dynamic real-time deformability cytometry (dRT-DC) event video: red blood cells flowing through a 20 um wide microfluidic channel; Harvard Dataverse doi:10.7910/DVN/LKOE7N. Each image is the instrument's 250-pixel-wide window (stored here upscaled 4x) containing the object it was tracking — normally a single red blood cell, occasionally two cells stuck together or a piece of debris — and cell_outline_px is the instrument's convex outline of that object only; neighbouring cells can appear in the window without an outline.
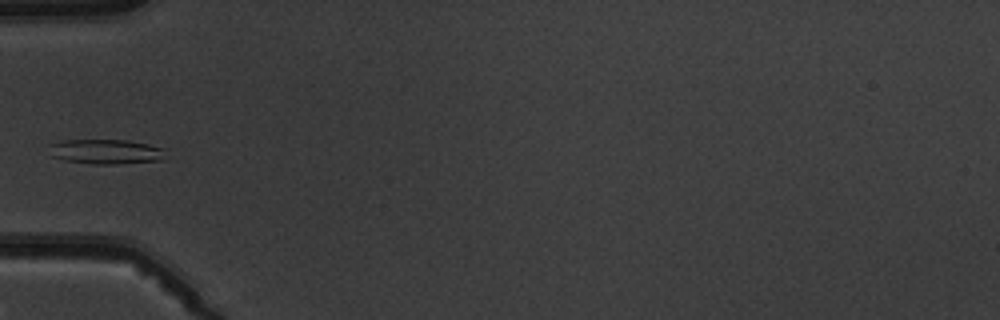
{"species": "common noctule bat (a hibernating species)", "species_latin": "Nyctalus noctula", "temperature_condition": "warm", "stored_images_in_passage": 6, "camera_frame_rate_fps": 3000, "um_per_image_px": 0.085, "animal": {"sex": "male", "body_mass_g": 19.5, "forearm_length_mm": 54.6}, "frame": {"image": 1, "passage_image": 4, "time_ms": 3.667, "image_size_px": [1000, 320], "cell_outline_px": [[164, 148], [160, 160], [116, 164], [92, 164], [64, 160], [52, 156], [48, 144], [64, 140], [128, 140], [148, 144]], "centroid_in_image_um": [8.94, 12.88], "position_along_channel_um": 76.1, "area_um2": 16.65}}
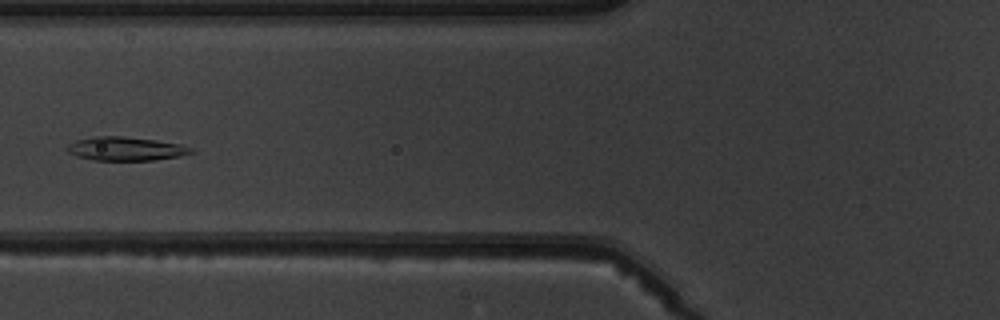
{"frame": {"image": 2, "passage_image": 5, "time_ms": 4.667, "image_size_px": [1000, 320], "cell_outline_px": [[196, 152], [180, 156], [156, 160], [92, 160], [76, 156], [68, 152], [64, 148], [68, 144], [76, 140], [96, 136], [120, 136], [156, 140], [180, 144], [192, 148]], "centroid_in_image_um": [10.68, 12.65], "position_along_channel_um": 115.1, "area_um2": 17.22}}